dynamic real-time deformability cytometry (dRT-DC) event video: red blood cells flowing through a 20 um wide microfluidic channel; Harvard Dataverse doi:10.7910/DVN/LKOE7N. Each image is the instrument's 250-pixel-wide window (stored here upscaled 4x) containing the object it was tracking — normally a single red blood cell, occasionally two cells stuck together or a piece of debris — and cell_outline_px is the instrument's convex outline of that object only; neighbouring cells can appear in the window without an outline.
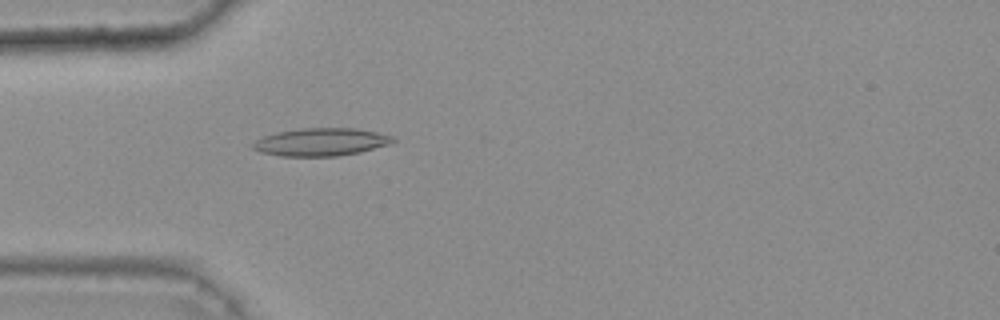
{"species": "common noctule bat (a hibernating species)", "species_latin": "Nyctalus noctula", "temperature_condition": "warm", "stored_images_in_passage": 43, "camera_frame_rate_fps": 3000, "um_per_image_px": 0.085, "animal": {"sex": "female", "body_mass_g": 25.1}, "frame": {"image": 1, "passage_image": 12, "time_ms": 3.667, "image_size_px": [1000, 320], "cell_outline_px": [[396, 140], [388, 144], [360, 152], [336, 156], [280, 156], [260, 152], [252, 148], [252, 144], [256, 140], [264, 136], [276, 132], [300, 128], [356, 128], [376, 132], [392, 136]], "centroid_in_image_um": [27.25, 12.07], "position_along_channel_um": 57.7, "area_um2": 22.6}}
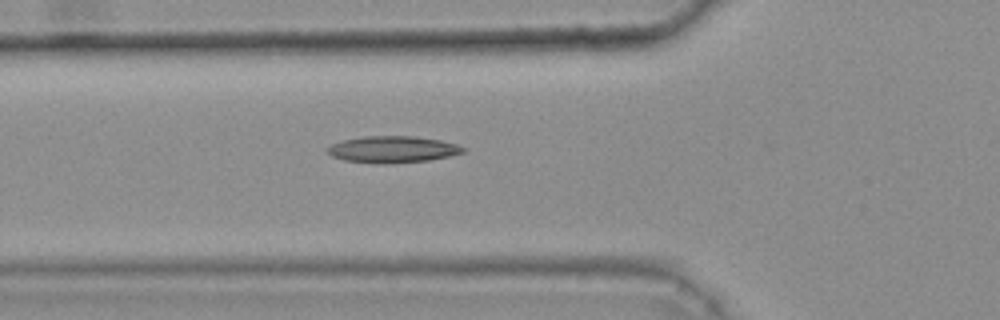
{"frame": {"image": 2, "passage_image": 15, "time_ms": 4.667, "image_size_px": [1000, 320], "cell_outline_px": [[468, 148], [464, 152], [448, 156], [428, 160], [344, 160], [332, 156], [324, 152], [324, 148], [332, 144], [344, 140], [364, 136], [412, 136], [440, 140], [456, 144]], "centroid_in_image_um": [33.37, 12.63], "position_along_channel_um": 92.4, "area_um2": 19.83}}
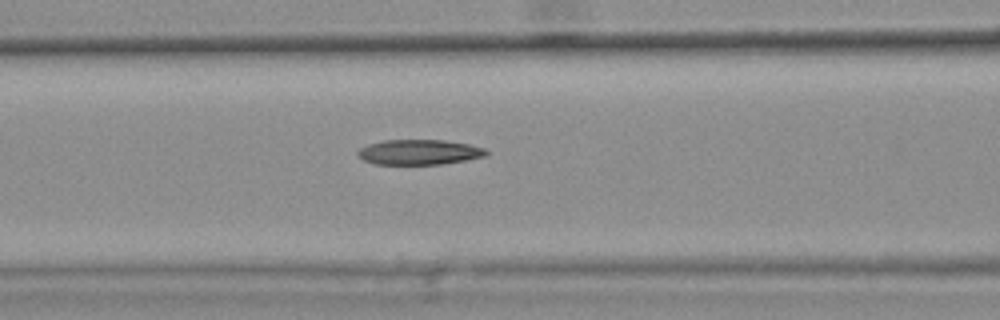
{"frame": {"image": 3, "passage_image": 18, "time_ms": 5.667, "image_size_px": [1000, 320], "cell_outline_px": [[488, 152], [484, 156], [464, 160], [440, 164], [376, 164], [364, 160], [356, 156], [356, 152], [360, 148], [368, 144], [384, 140], [444, 140], [468, 144], [484, 148]], "centroid_in_image_um": [35.57, 12.92], "position_along_channel_um": 131.0, "area_um2": 18.67}}